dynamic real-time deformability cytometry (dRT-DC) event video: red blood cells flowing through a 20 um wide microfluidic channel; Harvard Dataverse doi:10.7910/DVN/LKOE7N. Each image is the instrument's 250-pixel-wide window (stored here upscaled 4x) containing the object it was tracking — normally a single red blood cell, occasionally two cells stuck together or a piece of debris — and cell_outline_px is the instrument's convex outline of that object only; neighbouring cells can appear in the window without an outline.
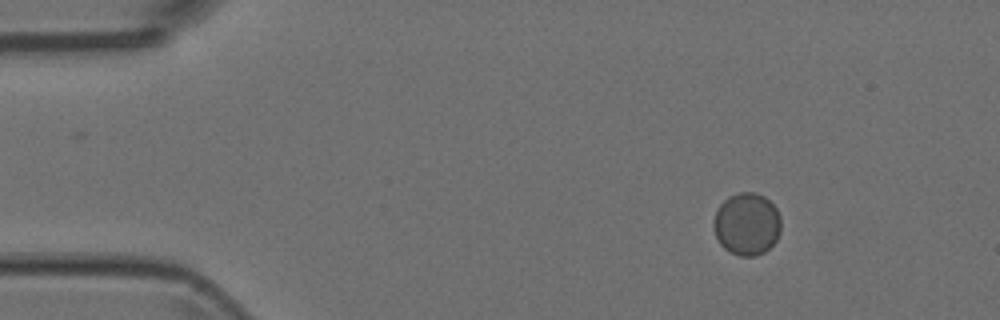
{"species": "Egyptian fruit bat (a non-hibernating species)", "species_latin": "Rousettus aegyptiacus", "temperature_condition": "room temperature", "stored_images_in_passage": 33, "camera_frame_rate_fps": 3000, "um_per_image_px": 0.085, "animal": {"sex": "female"}, "frame": {"image": 1, "passage_image": 2, "time_ms": 0.333, "image_size_px": [1000, 320], "cell_outline_px": [[780, 232], [776, 240], [764, 252], [756, 256], [740, 256], [724, 248], [720, 244], [716, 236], [712, 224], [712, 220], [716, 208], [728, 196], [740, 192], [756, 192], [764, 196], [776, 208], [780, 216]], "centroid_in_image_um": [63.45, 19.02], "position_along_channel_um": 21.5, "area_um2": 24.68}}
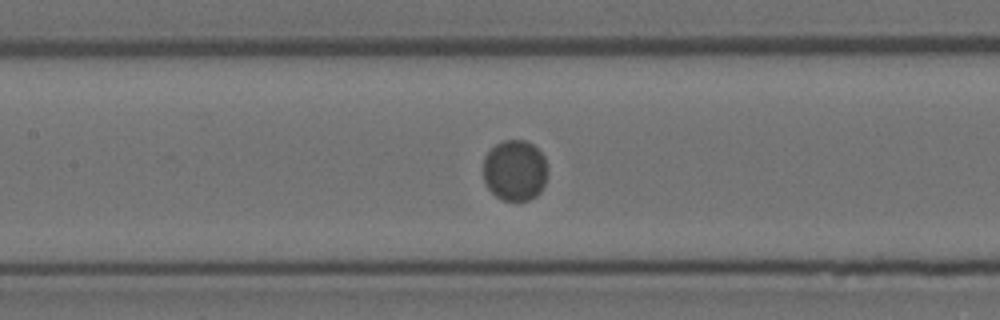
{"frame": {"image": 2, "passage_image": 19, "time_ms": 6.0, "image_size_px": [1000, 320], "cell_outline_px": [[548, 176], [540, 192], [536, 196], [528, 200], [504, 200], [496, 196], [488, 188], [484, 180], [484, 156], [496, 144], [504, 140], [524, 140], [532, 144], [544, 156], [548, 168]], "centroid_in_image_um": [43.78, 14.48], "position_along_channel_um": 163.6, "area_um2": 22.89}}
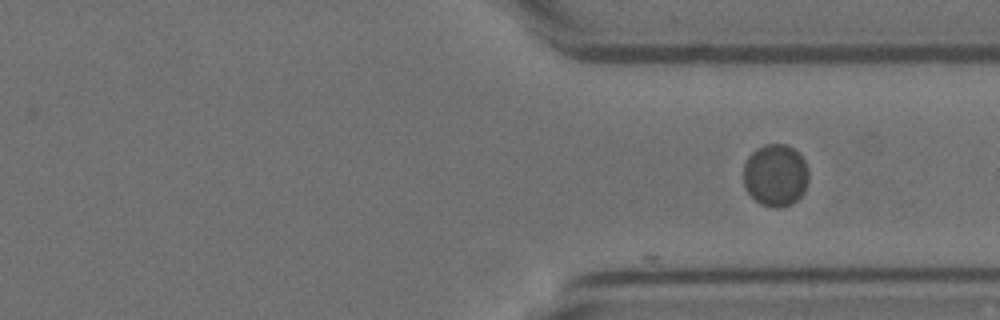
{"frame": {"image": 3, "passage_image": 33, "time_ms": 10.667, "image_size_px": [1000, 320], "cell_outline_px": [[808, 180], [804, 192], [792, 204], [780, 208], [772, 208], [760, 204], [748, 192], [744, 184], [744, 164], [748, 156], [756, 148], [764, 144], [784, 144], [792, 148], [804, 160], [808, 172]], "centroid_in_image_um": [65.91, 14.91], "position_along_channel_um": 345.5, "area_um2": 23.64}}